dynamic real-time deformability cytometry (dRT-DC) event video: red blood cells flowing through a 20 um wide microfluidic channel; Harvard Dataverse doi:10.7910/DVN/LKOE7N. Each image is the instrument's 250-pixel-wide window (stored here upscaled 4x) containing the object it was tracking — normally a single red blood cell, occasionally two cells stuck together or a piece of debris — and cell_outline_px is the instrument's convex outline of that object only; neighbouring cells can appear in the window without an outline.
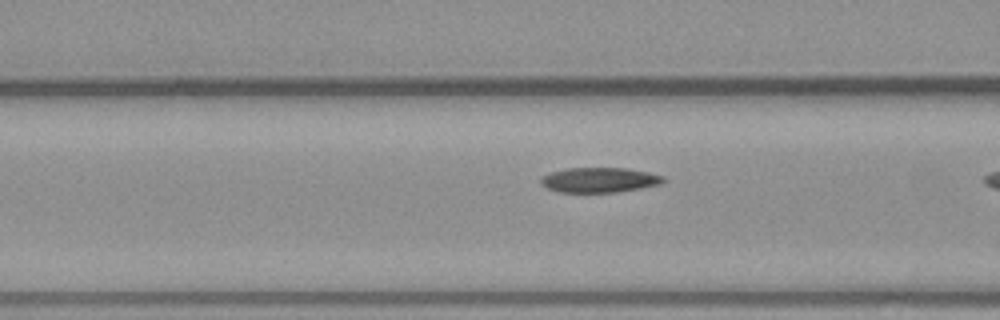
{"species": "common noctule bat (a hibernating species)", "species_latin": "Nyctalus noctula", "temperature_condition": "warm", "stored_images_in_passage": 19, "camera_frame_rate_fps": 3000, "um_per_image_px": 0.085, "animal": {"sex": "male", "body_mass_g": 23.1, "forearm_length_mm": 52.7}, "frame": {"image": 1, "passage_image": 18, "time_ms": 5.667, "image_size_px": [1000, 320], "cell_outline_px": [[668, 180], [660, 184], [640, 188], [616, 192], [560, 192], [548, 188], [540, 184], [540, 176], [552, 172], [568, 168], [628, 168], [648, 172], [664, 176]], "centroid_in_image_um": [50.96, 15.29], "position_along_channel_um": 115.6, "area_um2": 17.86}}